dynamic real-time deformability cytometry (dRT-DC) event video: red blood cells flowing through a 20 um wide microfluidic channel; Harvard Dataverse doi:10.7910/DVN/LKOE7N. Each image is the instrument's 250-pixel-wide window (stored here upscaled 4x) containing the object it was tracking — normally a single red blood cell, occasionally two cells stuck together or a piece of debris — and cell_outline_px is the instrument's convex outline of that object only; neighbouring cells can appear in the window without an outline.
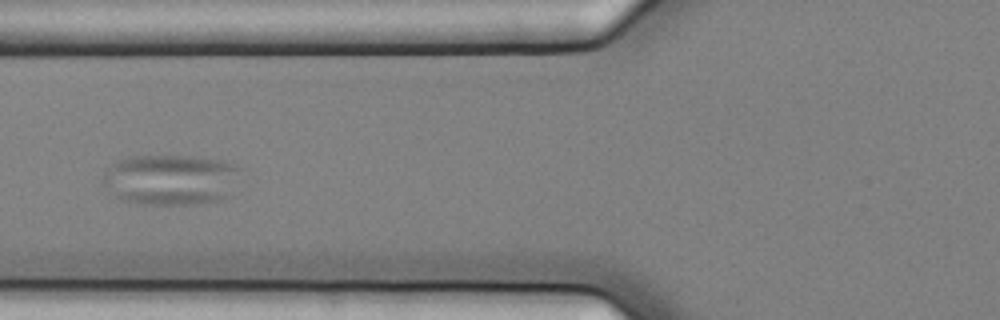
{"species": "common noctule bat (a hibernating species)", "species_latin": "Nyctalus noctula", "temperature_condition": "cold", "stored_images_in_passage": 12, "camera_frame_rate_fps": 3000, "um_per_image_px": 0.085, "animal": {"sex": "female", "body_mass_g": 25.1}, "frame": {"image": 1, "passage_image": 4, "time_ms": 1.0, "image_size_px": [1000, 320], "cell_outline_px": [[244, 168], [228, 196], [220, 200], [192, 204], [136, 204], [120, 200], [100, 180], [100, 176], [112, 164], [120, 160], [132, 156], [192, 156], [224, 160]], "centroid_in_image_um": [14.53, 15.26], "position_along_channel_um": 111.3, "area_um2": 41.04}}
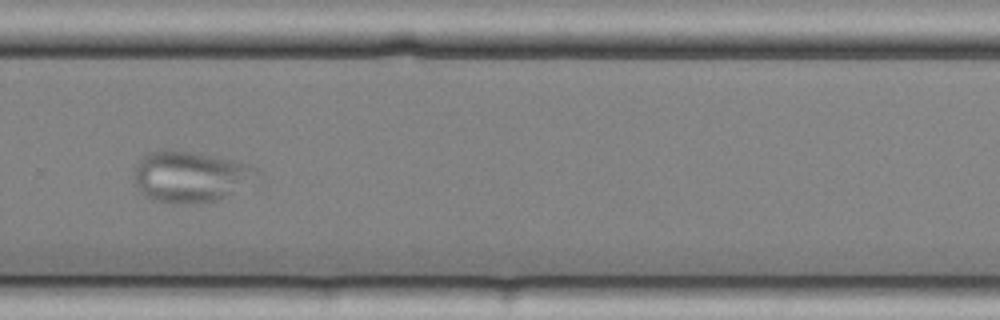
{"frame": {"image": 2, "passage_image": 9, "time_ms": 2.667, "image_size_px": [1000, 320], "cell_outline_px": [[264, 180], [216, 200], [196, 204], [172, 204], [152, 200], [144, 196], [136, 184], [132, 176], [136, 164], [148, 152], [168, 148], [232, 160], [256, 168]], "centroid_in_image_um": [16.21, 15.04], "position_along_channel_um": 313.6, "area_um2": 37.28}}
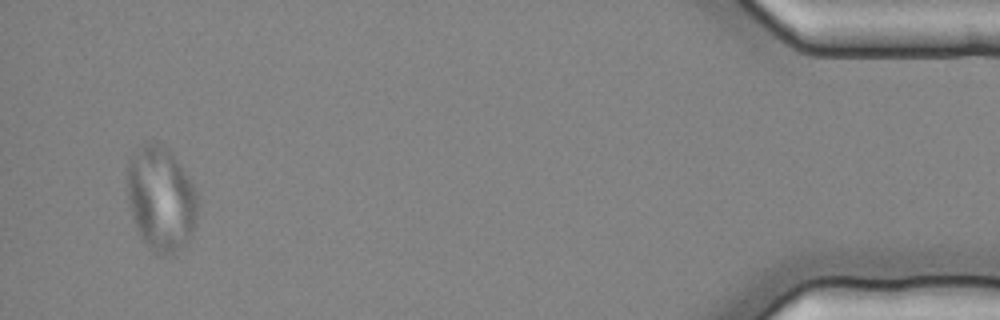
{"frame": {"image": 3, "passage_image": 12, "time_ms": 3.667, "image_size_px": [1000, 320], "cell_outline_px": [[196, 216], [192, 236], [188, 244], [176, 256], [160, 256], [148, 248], [140, 236], [136, 228], [128, 204], [128, 160], [136, 148], [144, 140], [148, 140], [164, 144], [168, 148], [180, 164], [188, 176], [196, 192]], "centroid_in_image_um": [13.67, 16.91], "position_along_channel_um": 421.5, "area_um2": 43.87}}